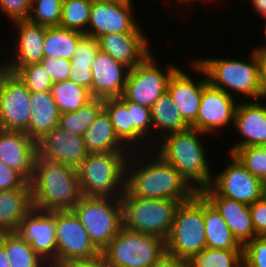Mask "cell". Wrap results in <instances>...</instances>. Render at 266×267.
Masks as SVG:
<instances>
[{
  "mask_svg": "<svg viewBox=\"0 0 266 267\" xmlns=\"http://www.w3.org/2000/svg\"><path fill=\"white\" fill-rule=\"evenodd\" d=\"M0 267H10L3 244L0 242Z\"/></svg>",
  "mask_w": 266,
  "mask_h": 267,
  "instance_id": "obj_52",
  "label": "cell"
},
{
  "mask_svg": "<svg viewBox=\"0 0 266 267\" xmlns=\"http://www.w3.org/2000/svg\"><path fill=\"white\" fill-rule=\"evenodd\" d=\"M48 72L53 83L68 80L71 61L64 58L44 57L40 62Z\"/></svg>",
  "mask_w": 266,
  "mask_h": 267,
  "instance_id": "obj_43",
  "label": "cell"
},
{
  "mask_svg": "<svg viewBox=\"0 0 266 267\" xmlns=\"http://www.w3.org/2000/svg\"><path fill=\"white\" fill-rule=\"evenodd\" d=\"M237 102L233 127L242 135V140L228 150L230 154L239 148L266 144V104L257 100Z\"/></svg>",
  "mask_w": 266,
  "mask_h": 267,
  "instance_id": "obj_20",
  "label": "cell"
},
{
  "mask_svg": "<svg viewBox=\"0 0 266 267\" xmlns=\"http://www.w3.org/2000/svg\"><path fill=\"white\" fill-rule=\"evenodd\" d=\"M24 242L30 244L50 267L56 265L55 211L33 208L14 231Z\"/></svg>",
  "mask_w": 266,
  "mask_h": 267,
  "instance_id": "obj_14",
  "label": "cell"
},
{
  "mask_svg": "<svg viewBox=\"0 0 266 267\" xmlns=\"http://www.w3.org/2000/svg\"><path fill=\"white\" fill-rule=\"evenodd\" d=\"M144 33H109L97 38L100 51L129 69L142 63L152 51Z\"/></svg>",
  "mask_w": 266,
  "mask_h": 267,
  "instance_id": "obj_22",
  "label": "cell"
},
{
  "mask_svg": "<svg viewBox=\"0 0 266 267\" xmlns=\"http://www.w3.org/2000/svg\"><path fill=\"white\" fill-rule=\"evenodd\" d=\"M243 250L205 248L187 260V267H241Z\"/></svg>",
  "mask_w": 266,
  "mask_h": 267,
  "instance_id": "obj_35",
  "label": "cell"
},
{
  "mask_svg": "<svg viewBox=\"0 0 266 267\" xmlns=\"http://www.w3.org/2000/svg\"><path fill=\"white\" fill-rule=\"evenodd\" d=\"M33 209L31 185L0 191V233L14 232Z\"/></svg>",
  "mask_w": 266,
  "mask_h": 267,
  "instance_id": "obj_26",
  "label": "cell"
},
{
  "mask_svg": "<svg viewBox=\"0 0 266 267\" xmlns=\"http://www.w3.org/2000/svg\"><path fill=\"white\" fill-rule=\"evenodd\" d=\"M101 253L110 267H151L166 254V240L122 226Z\"/></svg>",
  "mask_w": 266,
  "mask_h": 267,
  "instance_id": "obj_8",
  "label": "cell"
},
{
  "mask_svg": "<svg viewBox=\"0 0 266 267\" xmlns=\"http://www.w3.org/2000/svg\"><path fill=\"white\" fill-rule=\"evenodd\" d=\"M10 267H50L30 244L24 242L15 232L0 233Z\"/></svg>",
  "mask_w": 266,
  "mask_h": 267,
  "instance_id": "obj_30",
  "label": "cell"
},
{
  "mask_svg": "<svg viewBox=\"0 0 266 267\" xmlns=\"http://www.w3.org/2000/svg\"><path fill=\"white\" fill-rule=\"evenodd\" d=\"M91 7L92 0H63L59 26L86 34Z\"/></svg>",
  "mask_w": 266,
  "mask_h": 267,
  "instance_id": "obj_36",
  "label": "cell"
},
{
  "mask_svg": "<svg viewBox=\"0 0 266 267\" xmlns=\"http://www.w3.org/2000/svg\"><path fill=\"white\" fill-rule=\"evenodd\" d=\"M17 40L15 41V57L5 64H0L5 70L15 73L21 66L40 63L44 58V40L46 26L29 22L28 20L16 21Z\"/></svg>",
  "mask_w": 266,
  "mask_h": 267,
  "instance_id": "obj_21",
  "label": "cell"
},
{
  "mask_svg": "<svg viewBox=\"0 0 266 267\" xmlns=\"http://www.w3.org/2000/svg\"><path fill=\"white\" fill-rule=\"evenodd\" d=\"M151 267H187V261L167 253Z\"/></svg>",
  "mask_w": 266,
  "mask_h": 267,
  "instance_id": "obj_49",
  "label": "cell"
},
{
  "mask_svg": "<svg viewBox=\"0 0 266 267\" xmlns=\"http://www.w3.org/2000/svg\"><path fill=\"white\" fill-rule=\"evenodd\" d=\"M252 225L257 236H266V194L249 205Z\"/></svg>",
  "mask_w": 266,
  "mask_h": 267,
  "instance_id": "obj_46",
  "label": "cell"
},
{
  "mask_svg": "<svg viewBox=\"0 0 266 267\" xmlns=\"http://www.w3.org/2000/svg\"><path fill=\"white\" fill-rule=\"evenodd\" d=\"M99 43L93 36L84 34L76 47L71 64L92 65L99 51Z\"/></svg>",
  "mask_w": 266,
  "mask_h": 267,
  "instance_id": "obj_42",
  "label": "cell"
},
{
  "mask_svg": "<svg viewBox=\"0 0 266 267\" xmlns=\"http://www.w3.org/2000/svg\"><path fill=\"white\" fill-rule=\"evenodd\" d=\"M204 133L189 127L185 130L163 136L156 151L165 161L175 167L188 183L197 191L209 187L213 178L208 151L203 140ZM208 162V163H207Z\"/></svg>",
  "mask_w": 266,
  "mask_h": 267,
  "instance_id": "obj_3",
  "label": "cell"
},
{
  "mask_svg": "<svg viewBox=\"0 0 266 267\" xmlns=\"http://www.w3.org/2000/svg\"><path fill=\"white\" fill-rule=\"evenodd\" d=\"M92 1H99V2H122V1H129V0H92Z\"/></svg>",
  "mask_w": 266,
  "mask_h": 267,
  "instance_id": "obj_55",
  "label": "cell"
},
{
  "mask_svg": "<svg viewBox=\"0 0 266 267\" xmlns=\"http://www.w3.org/2000/svg\"><path fill=\"white\" fill-rule=\"evenodd\" d=\"M228 154L230 163L218 176L213 175L210 187L219 196L251 205L265 195V184L253 176L234 154Z\"/></svg>",
  "mask_w": 266,
  "mask_h": 267,
  "instance_id": "obj_13",
  "label": "cell"
},
{
  "mask_svg": "<svg viewBox=\"0 0 266 267\" xmlns=\"http://www.w3.org/2000/svg\"><path fill=\"white\" fill-rule=\"evenodd\" d=\"M129 70L109 54L99 50L91 65L92 98L122 97Z\"/></svg>",
  "mask_w": 266,
  "mask_h": 267,
  "instance_id": "obj_19",
  "label": "cell"
},
{
  "mask_svg": "<svg viewBox=\"0 0 266 267\" xmlns=\"http://www.w3.org/2000/svg\"><path fill=\"white\" fill-rule=\"evenodd\" d=\"M119 98L127 105L128 110H131V117H132V122L134 126V146H136V147H133V149L135 148L134 150L138 152L136 148L140 145L139 142L141 141L142 143L143 141L145 143L144 141L145 138H148V136L149 137L151 136L150 135L151 133L149 132L156 131V130H152L153 125H152L150 108L137 104V103L130 102L126 100L123 96ZM141 139H144V140H141Z\"/></svg>",
  "mask_w": 266,
  "mask_h": 267,
  "instance_id": "obj_39",
  "label": "cell"
},
{
  "mask_svg": "<svg viewBox=\"0 0 266 267\" xmlns=\"http://www.w3.org/2000/svg\"><path fill=\"white\" fill-rule=\"evenodd\" d=\"M54 267H110L103 254L86 258V259H73L57 263Z\"/></svg>",
  "mask_w": 266,
  "mask_h": 267,
  "instance_id": "obj_48",
  "label": "cell"
},
{
  "mask_svg": "<svg viewBox=\"0 0 266 267\" xmlns=\"http://www.w3.org/2000/svg\"><path fill=\"white\" fill-rule=\"evenodd\" d=\"M177 1L179 2V4H180V3H183V4L186 3V4H188V2H189V3H190V2L192 3V2L197 1V0H177ZM200 1H202V0H200ZM206 1L209 2V1H211V0H205V2H206Z\"/></svg>",
  "mask_w": 266,
  "mask_h": 267,
  "instance_id": "obj_54",
  "label": "cell"
},
{
  "mask_svg": "<svg viewBox=\"0 0 266 267\" xmlns=\"http://www.w3.org/2000/svg\"><path fill=\"white\" fill-rule=\"evenodd\" d=\"M62 5L63 0H32L31 12L27 20L46 27L59 26Z\"/></svg>",
  "mask_w": 266,
  "mask_h": 267,
  "instance_id": "obj_37",
  "label": "cell"
},
{
  "mask_svg": "<svg viewBox=\"0 0 266 267\" xmlns=\"http://www.w3.org/2000/svg\"><path fill=\"white\" fill-rule=\"evenodd\" d=\"M37 155V142L24 131L0 129V160L28 182L33 177Z\"/></svg>",
  "mask_w": 266,
  "mask_h": 267,
  "instance_id": "obj_18",
  "label": "cell"
},
{
  "mask_svg": "<svg viewBox=\"0 0 266 267\" xmlns=\"http://www.w3.org/2000/svg\"><path fill=\"white\" fill-rule=\"evenodd\" d=\"M200 193L221 214L233 236L242 246L257 236L252 225L249 205L219 196L210 186L202 189Z\"/></svg>",
  "mask_w": 266,
  "mask_h": 267,
  "instance_id": "obj_23",
  "label": "cell"
},
{
  "mask_svg": "<svg viewBox=\"0 0 266 267\" xmlns=\"http://www.w3.org/2000/svg\"><path fill=\"white\" fill-rule=\"evenodd\" d=\"M259 66V79L263 89L264 95H266V51H255Z\"/></svg>",
  "mask_w": 266,
  "mask_h": 267,
  "instance_id": "obj_50",
  "label": "cell"
},
{
  "mask_svg": "<svg viewBox=\"0 0 266 267\" xmlns=\"http://www.w3.org/2000/svg\"><path fill=\"white\" fill-rule=\"evenodd\" d=\"M30 92L51 91L53 82L41 63H33L21 66L14 73Z\"/></svg>",
  "mask_w": 266,
  "mask_h": 267,
  "instance_id": "obj_38",
  "label": "cell"
},
{
  "mask_svg": "<svg viewBox=\"0 0 266 267\" xmlns=\"http://www.w3.org/2000/svg\"><path fill=\"white\" fill-rule=\"evenodd\" d=\"M259 147L263 150L264 154L266 155V144L260 145Z\"/></svg>",
  "mask_w": 266,
  "mask_h": 267,
  "instance_id": "obj_56",
  "label": "cell"
},
{
  "mask_svg": "<svg viewBox=\"0 0 266 267\" xmlns=\"http://www.w3.org/2000/svg\"><path fill=\"white\" fill-rule=\"evenodd\" d=\"M238 103L234 97L208 84L202 92L196 122L191 126L205 135L232 125Z\"/></svg>",
  "mask_w": 266,
  "mask_h": 267,
  "instance_id": "obj_16",
  "label": "cell"
},
{
  "mask_svg": "<svg viewBox=\"0 0 266 267\" xmlns=\"http://www.w3.org/2000/svg\"><path fill=\"white\" fill-rule=\"evenodd\" d=\"M38 156L55 163L77 168L89 154L82 135L71 133L59 126L37 142Z\"/></svg>",
  "mask_w": 266,
  "mask_h": 267,
  "instance_id": "obj_17",
  "label": "cell"
},
{
  "mask_svg": "<svg viewBox=\"0 0 266 267\" xmlns=\"http://www.w3.org/2000/svg\"><path fill=\"white\" fill-rule=\"evenodd\" d=\"M250 62L236 59H198L193 60V70L206 75L208 83L221 89L231 96L233 92L240 93L256 100L266 98L259 79V66L257 56L253 50L250 55ZM229 88V89H228Z\"/></svg>",
  "mask_w": 266,
  "mask_h": 267,
  "instance_id": "obj_4",
  "label": "cell"
},
{
  "mask_svg": "<svg viewBox=\"0 0 266 267\" xmlns=\"http://www.w3.org/2000/svg\"><path fill=\"white\" fill-rule=\"evenodd\" d=\"M69 74L70 80L78 86L86 88L92 96L93 74L91 71V65L71 64Z\"/></svg>",
  "mask_w": 266,
  "mask_h": 267,
  "instance_id": "obj_47",
  "label": "cell"
},
{
  "mask_svg": "<svg viewBox=\"0 0 266 267\" xmlns=\"http://www.w3.org/2000/svg\"><path fill=\"white\" fill-rule=\"evenodd\" d=\"M122 226L167 239L179 201L131 196L126 190L120 197Z\"/></svg>",
  "mask_w": 266,
  "mask_h": 267,
  "instance_id": "obj_7",
  "label": "cell"
},
{
  "mask_svg": "<svg viewBox=\"0 0 266 267\" xmlns=\"http://www.w3.org/2000/svg\"><path fill=\"white\" fill-rule=\"evenodd\" d=\"M55 225L56 264L73 259L91 258L101 253L72 210H55Z\"/></svg>",
  "mask_w": 266,
  "mask_h": 267,
  "instance_id": "obj_12",
  "label": "cell"
},
{
  "mask_svg": "<svg viewBox=\"0 0 266 267\" xmlns=\"http://www.w3.org/2000/svg\"><path fill=\"white\" fill-rule=\"evenodd\" d=\"M104 110L108 114L118 138L132 150L134 126L131 110H128L127 105L119 97L104 99Z\"/></svg>",
  "mask_w": 266,
  "mask_h": 267,
  "instance_id": "obj_34",
  "label": "cell"
},
{
  "mask_svg": "<svg viewBox=\"0 0 266 267\" xmlns=\"http://www.w3.org/2000/svg\"><path fill=\"white\" fill-rule=\"evenodd\" d=\"M33 208L71 210L83 197L77 168L37 155L30 180Z\"/></svg>",
  "mask_w": 266,
  "mask_h": 267,
  "instance_id": "obj_2",
  "label": "cell"
},
{
  "mask_svg": "<svg viewBox=\"0 0 266 267\" xmlns=\"http://www.w3.org/2000/svg\"><path fill=\"white\" fill-rule=\"evenodd\" d=\"M32 114L28 130L25 132L32 140L38 142L49 131L58 126L60 112L51 91L30 92Z\"/></svg>",
  "mask_w": 266,
  "mask_h": 267,
  "instance_id": "obj_25",
  "label": "cell"
},
{
  "mask_svg": "<svg viewBox=\"0 0 266 267\" xmlns=\"http://www.w3.org/2000/svg\"><path fill=\"white\" fill-rule=\"evenodd\" d=\"M71 210L100 252L122 227L120 198L83 196Z\"/></svg>",
  "mask_w": 266,
  "mask_h": 267,
  "instance_id": "obj_9",
  "label": "cell"
},
{
  "mask_svg": "<svg viewBox=\"0 0 266 267\" xmlns=\"http://www.w3.org/2000/svg\"><path fill=\"white\" fill-rule=\"evenodd\" d=\"M32 0H0V10L12 22L27 20L31 12Z\"/></svg>",
  "mask_w": 266,
  "mask_h": 267,
  "instance_id": "obj_44",
  "label": "cell"
},
{
  "mask_svg": "<svg viewBox=\"0 0 266 267\" xmlns=\"http://www.w3.org/2000/svg\"><path fill=\"white\" fill-rule=\"evenodd\" d=\"M134 156L135 154L130 152L126 164L125 190L131 196L184 202L197 193L181 173L158 153L156 156L154 153L153 162L151 158H148L150 162L147 163L146 159L145 164L143 163L139 168L131 167L132 165L138 166L137 163L131 164Z\"/></svg>",
  "mask_w": 266,
  "mask_h": 267,
  "instance_id": "obj_1",
  "label": "cell"
},
{
  "mask_svg": "<svg viewBox=\"0 0 266 267\" xmlns=\"http://www.w3.org/2000/svg\"><path fill=\"white\" fill-rule=\"evenodd\" d=\"M243 263L247 267H266V236H256L243 246Z\"/></svg>",
  "mask_w": 266,
  "mask_h": 267,
  "instance_id": "obj_41",
  "label": "cell"
},
{
  "mask_svg": "<svg viewBox=\"0 0 266 267\" xmlns=\"http://www.w3.org/2000/svg\"><path fill=\"white\" fill-rule=\"evenodd\" d=\"M205 248L204 196L197 192L191 199L179 203L166 239V253L187 261Z\"/></svg>",
  "mask_w": 266,
  "mask_h": 267,
  "instance_id": "obj_6",
  "label": "cell"
},
{
  "mask_svg": "<svg viewBox=\"0 0 266 267\" xmlns=\"http://www.w3.org/2000/svg\"><path fill=\"white\" fill-rule=\"evenodd\" d=\"M206 248L243 250L217 209L204 197Z\"/></svg>",
  "mask_w": 266,
  "mask_h": 267,
  "instance_id": "obj_28",
  "label": "cell"
},
{
  "mask_svg": "<svg viewBox=\"0 0 266 267\" xmlns=\"http://www.w3.org/2000/svg\"><path fill=\"white\" fill-rule=\"evenodd\" d=\"M51 93L60 114L76 111L92 99L86 88L70 79L53 83Z\"/></svg>",
  "mask_w": 266,
  "mask_h": 267,
  "instance_id": "obj_33",
  "label": "cell"
},
{
  "mask_svg": "<svg viewBox=\"0 0 266 267\" xmlns=\"http://www.w3.org/2000/svg\"><path fill=\"white\" fill-rule=\"evenodd\" d=\"M208 84L207 77L195 81L180 68L173 73L168 81L167 92L181 113L182 118L190 127L196 122L202 92Z\"/></svg>",
  "mask_w": 266,
  "mask_h": 267,
  "instance_id": "obj_24",
  "label": "cell"
},
{
  "mask_svg": "<svg viewBox=\"0 0 266 267\" xmlns=\"http://www.w3.org/2000/svg\"><path fill=\"white\" fill-rule=\"evenodd\" d=\"M128 158V152L88 154L77 167L83 196L120 198L125 192Z\"/></svg>",
  "mask_w": 266,
  "mask_h": 267,
  "instance_id": "obj_5",
  "label": "cell"
},
{
  "mask_svg": "<svg viewBox=\"0 0 266 267\" xmlns=\"http://www.w3.org/2000/svg\"><path fill=\"white\" fill-rule=\"evenodd\" d=\"M234 155L253 176L266 185V155L259 146L239 148Z\"/></svg>",
  "mask_w": 266,
  "mask_h": 267,
  "instance_id": "obj_40",
  "label": "cell"
},
{
  "mask_svg": "<svg viewBox=\"0 0 266 267\" xmlns=\"http://www.w3.org/2000/svg\"><path fill=\"white\" fill-rule=\"evenodd\" d=\"M83 139L89 154L131 152V150L116 135L111 120L104 109L84 133Z\"/></svg>",
  "mask_w": 266,
  "mask_h": 267,
  "instance_id": "obj_27",
  "label": "cell"
},
{
  "mask_svg": "<svg viewBox=\"0 0 266 267\" xmlns=\"http://www.w3.org/2000/svg\"><path fill=\"white\" fill-rule=\"evenodd\" d=\"M84 34L60 26L46 27L44 57L71 60Z\"/></svg>",
  "mask_w": 266,
  "mask_h": 267,
  "instance_id": "obj_31",
  "label": "cell"
},
{
  "mask_svg": "<svg viewBox=\"0 0 266 267\" xmlns=\"http://www.w3.org/2000/svg\"><path fill=\"white\" fill-rule=\"evenodd\" d=\"M153 129L163 130L162 135L185 130L190 125L182 118L170 94L166 91L150 108Z\"/></svg>",
  "mask_w": 266,
  "mask_h": 267,
  "instance_id": "obj_29",
  "label": "cell"
},
{
  "mask_svg": "<svg viewBox=\"0 0 266 267\" xmlns=\"http://www.w3.org/2000/svg\"><path fill=\"white\" fill-rule=\"evenodd\" d=\"M103 109L104 99L92 98L78 110L60 114L58 126L71 133L83 136Z\"/></svg>",
  "mask_w": 266,
  "mask_h": 267,
  "instance_id": "obj_32",
  "label": "cell"
},
{
  "mask_svg": "<svg viewBox=\"0 0 266 267\" xmlns=\"http://www.w3.org/2000/svg\"><path fill=\"white\" fill-rule=\"evenodd\" d=\"M132 0L122 2L92 1L86 34L98 38L109 33H143L133 14Z\"/></svg>",
  "mask_w": 266,
  "mask_h": 267,
  "instance_id": "obj_15",
  "label": "cell"
},
{
  "mask_svg": "<svg viewBox=\"0 0 266 267\" xmlns=\"http://www.w3.org/2000/svg\"><path fill=\"white\" fill-rule=\"evenodd\" d=\"M251 3L255 11L263 16V18H266V0H251Z\"/></svg>",
  "mask_w": 266,
  "mask_h": 267,
  "instance_id": "obj_51",
  "label": "cell"
},
{
  "mask_svg": "<svg viewBox=\"0 0 266 267\" xmlns=\"http://www.w3.org/2000/svg\"><path fill=\"white\" fill-rule=\"evenodd\" d=\"M266 19V18H265ZM266 22V21H265ZM264 31H265V37H266V25H265V29H264ZM254 51H266V45H262V46H258V48H257V46L253 49Z\"/></svg>",
  "mask_w": 266,
  "mask_h": 267,
  "instance_id": "obj_53",
  "label": "cell"
},
{
  "mask_svg": "<svg viewBox=\"0 0 266 267\" xmlns=\"http://www.w3.org/2000/svg\"><path fill=\"white\" fill-rule=\"evenodd\" d=\"M31 114L30 91L14 73L0 66V129L26 132Z\"/></svg>",
  "mask_w": 266,
  "mask_h": 267,
  "instance_id": "obj_11",
  "label": "cell"
},
{
  "mask_svg": "<svg viewBox=\"0 0 266 267\" xmlns=\"http://www.w3.org/2000/svg\"><path fill=\"white\" fill-rule=\"evenodd\" d=\"M28 181L16 170L0 160V191L24 187Z\"/></svg>",
  "mask_w": 266,
  "mask_h": 267,
  "instance_id": "obj_45",
  "label": "cell"
},
{
  "mask_svg": "<svg viewBox=\"0 0 266 267\" xmlns=\"http://www.w3.org/2000/svg\"><path fill=\"white\" fill-rule=\"evenodd\" d=\"M154 57L151 53L142 63L129 70L122 95L126 100L148 108L167 91L168 81L178 69L171 64L164 72L159 69Z\"/></svg>",
  "mask_w": 266,
  "mask_h": 267,
  "instance_id": "obj_10",
  "label": "cell"
}]
</instances>
